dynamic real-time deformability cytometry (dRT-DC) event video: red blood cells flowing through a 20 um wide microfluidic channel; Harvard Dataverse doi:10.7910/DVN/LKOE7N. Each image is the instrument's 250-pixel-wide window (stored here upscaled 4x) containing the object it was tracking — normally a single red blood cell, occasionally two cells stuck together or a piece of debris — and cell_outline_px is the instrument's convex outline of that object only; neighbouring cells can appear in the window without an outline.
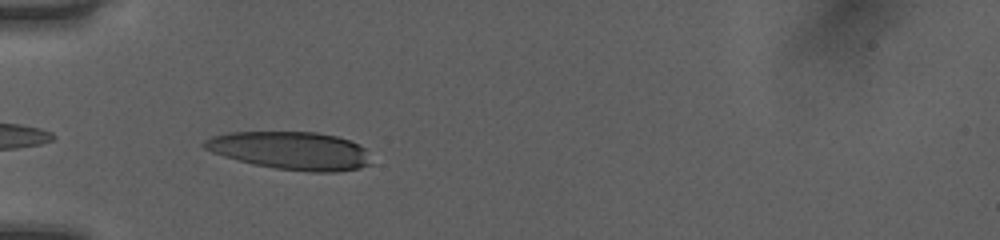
{"species": "human", "species_latin": "Homo sapiens", "temperature_condition": "room temperature", "stored_images_in_passage": 34, "camera_frame_rate_fps": 3000, "um_per_image_px": 0.085, "donor": {"sex": "female"}, "frame": {"image": 1, "passage_image": 2, "time_ms": 0.333, "image_size_px": [1000, 240], "cell_outline_px": [[372, 164], [360, 168], [336, 172], [312, 172], [276, 168], [256, 164], [224, 156], [212, 152], [204, 148], [200, 144], [204, 140], [212, 136], [228, 132], [316, 132], [336, 136], [360, 144], [364, 148]], "centroid_in_image_um": [24.71, 12.79], "position_along_channel_um": 60.3, "area_um2": 36.76}}
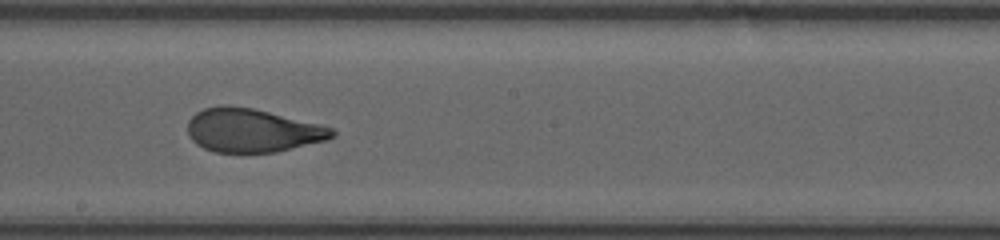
{"frame": {"image": 2, "passage_image": 15, "time_ms": 4.667, "image_size_px": [1000, 240], "cell_outline_px": [[336, 136], [328, 140], [276, 152], [216, 152], [204, 148], [196, 144], [188, 136], [188, 120], [196, 112], [204, 108], [224, 104], [228, 104], [252, 108], [332, 128], [336, 132]], "centroid_in_image_um": [21.41, 11.08], "position_along_channel_um": 226.8, "area_um2": 36.53}}
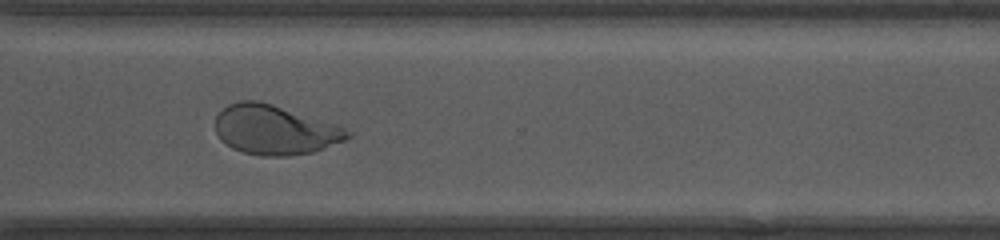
{"frame": {"image": 3, "passage_image": 24, "time_ms": 7.667, "image_size_px": [1000, 240], "cell_outline_px": [[352, 136], [344, 140], [324, 148], [312, 152], [288, 156], [264, 156], [244, 152], [232, 148], [220, 140], [216, 132], [216, 116], [228, 104], [240, 100], [256, 100], [272, 104], [344, 128], [352, 132]], "centroid_in_image_um": [23.32, 11.05], "position_along_channel_um": 347.3, "area_um2": 37.63}, "authors_computed_cell_mechanics": {"area_um2": 37.6856, "velocity_mm_per_s": 4.0369, "shape_relaxation_time_tau1_ms": 5.1735, "shape_relaxation_time_tau2_ms": 0.7971, "deformation_change_tau1": 0.2345, "deformation_change_tau2": 0.0742}}